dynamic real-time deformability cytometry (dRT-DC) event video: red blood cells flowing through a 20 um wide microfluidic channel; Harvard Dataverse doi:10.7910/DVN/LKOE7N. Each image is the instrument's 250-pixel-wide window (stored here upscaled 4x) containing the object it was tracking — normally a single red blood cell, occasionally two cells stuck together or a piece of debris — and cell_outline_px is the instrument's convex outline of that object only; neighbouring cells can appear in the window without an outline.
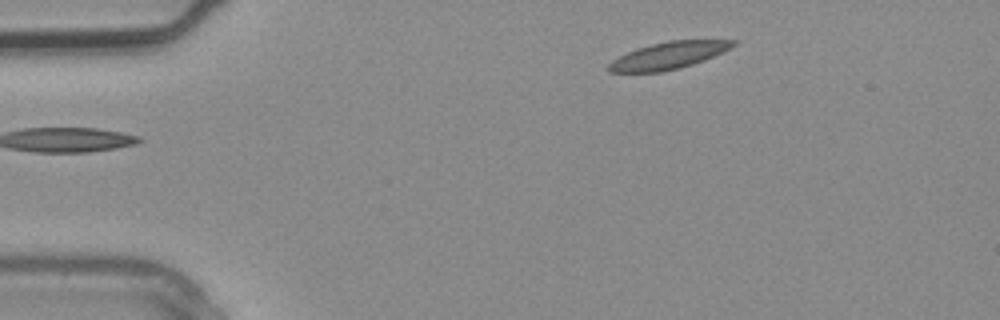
{"species": "common noctule bat (a hibernating species)", "species_latin": "Nyctalus noctula", "temperature_condition": "warm", "stored_images_in_passage": 3, "camera_frame_rate_fps": 3000, "um_per_image_px": 0.085, "animal": {"sex": "male", "body_mass_g": 20.4}, "frame": {"image": 1, "passage_image": 3, "time_ms": 0.667, "image_size_px": [1000, 320], "cell_outline_px": [[740, 40], [736, 44], [704, 60], [680, 68], [660, 72], [608, 72], [604, 68], [612, 60], [636, 48], [668, 40]], "centroid_in_image_um": [56.76, 4.72], "position_along_channel_um": 28.2, "area_um2": 19.48}}